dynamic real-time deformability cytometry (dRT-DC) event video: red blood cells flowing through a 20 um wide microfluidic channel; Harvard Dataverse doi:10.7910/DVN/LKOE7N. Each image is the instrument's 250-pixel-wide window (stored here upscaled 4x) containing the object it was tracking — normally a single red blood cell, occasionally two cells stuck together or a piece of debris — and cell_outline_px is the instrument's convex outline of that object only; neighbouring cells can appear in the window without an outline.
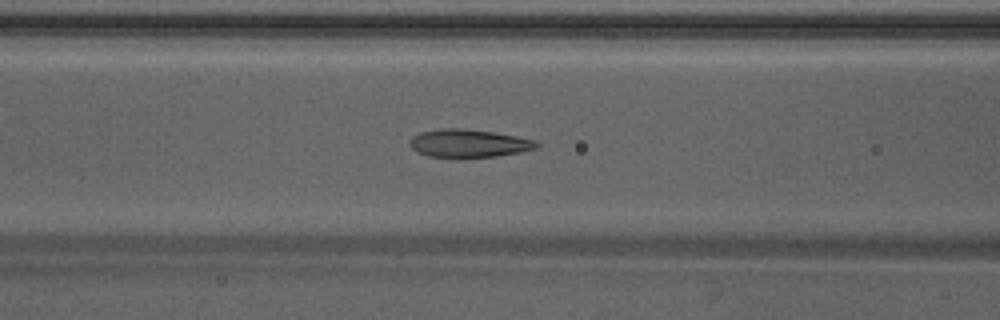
{"species": "Egyptian fruit bat (a non-hibernating species)", "species_latin": "Rousettus aegyptiacus", "temperature_condition": "warm", "stored_images_in_passage": 48, "camera_frame_rate_fps": 3000, "um_per_image_px": 0.085, "animal": {"sex": "male"}, "frame": {"image": 1, "passage_image": 20, "time_ms": 6.333, "image_size_px": [1000, 320], "cell_outline_px": [[540, 148], [520, 152], [496, 156], [428, 156], [416, 152], [408, 144], [408, 140], [412, 136], [420, 132], [440, 128], [460, 128], [492, 132], [516, 136], [536, 140], [540, 144]], "centroid_in_image_um": [39.84, 12.16], "position_along_channel_um": 126.8, "area_um2": 20.58}}
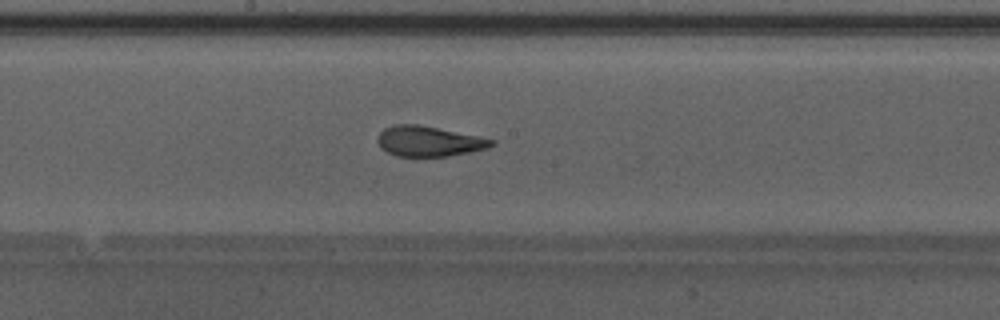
{"frame": {"image": 2, "passage_image": 26, "time_ms": 8.333, "image_size_px": [1000, 320], "cell_outline_px": [[496, 144], [484, 148], [468, 152], [448, 156], [396, 156], [380, 148], [376, 140], [380, 132], [384, 128], [392, 124], [416, 124], [496, 140]], "centroid_in_image_um": [36.38, 12.0], "position_along_channel_um": 211.8, "area_um2": 19.83}}
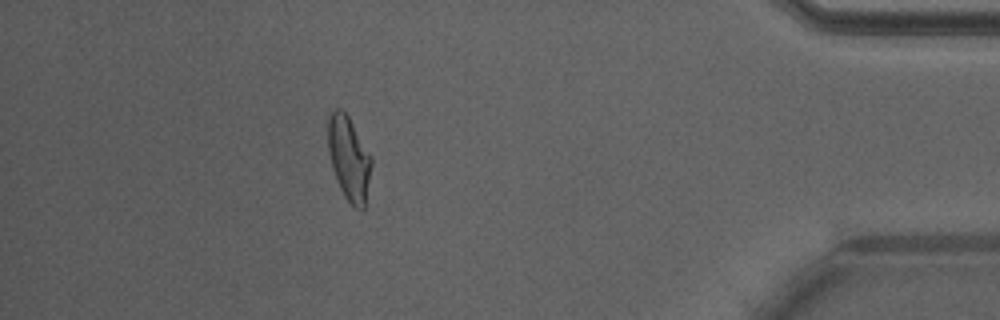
{"frame": {"image": 3, "passage_image": 43, "time_ms": 14.0, "image_size_px": [1000, 320], "cell_outline_px": [[372, 164], [364, 208], [356, 208], [344, 196], [336, 180], [332, 168], [328, 152], [328, 120], [332, 112], [336, 108], [340, 108], [348, 116], [372, 156]], "centroid_in_image_um": [29.66, 13.45], "position_along_channel_um": 405.5, "area_um2": 21.1}, "authors_computed_cell_mechanics": {"area_um2": 21.3282, "velocity_mm_per_s": 4.254, "shape_relaxation_time_tau1_ms": 8.5359, "shape_relaxation_time_tau2_ms": 1.0975, "deformation_change_tau1": 0.2625, "deformation_change_tau2": 0.0815}}